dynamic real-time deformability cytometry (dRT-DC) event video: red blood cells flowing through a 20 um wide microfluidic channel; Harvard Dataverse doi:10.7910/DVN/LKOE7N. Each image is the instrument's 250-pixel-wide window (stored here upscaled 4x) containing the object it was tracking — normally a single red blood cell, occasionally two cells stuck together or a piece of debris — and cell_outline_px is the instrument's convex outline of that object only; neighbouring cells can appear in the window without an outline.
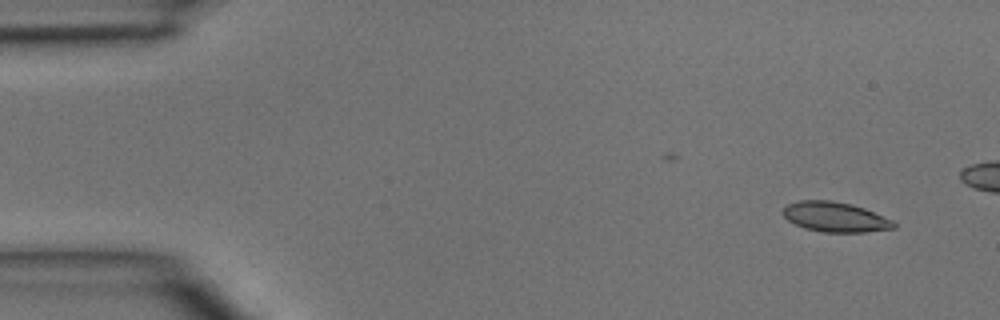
{"species": "common noctule bat (a hibernating species)", "species_latin": "Nyctalus noctula", "temperature_condition": "room temperature", "stored_images_in_passage": 4, "camera_frame_rate_fps": 3000, "um_per_image_px": 0.085, "animal": {"sex": "male", "body_mass_g": 15.6}, "frame": {"image": 1, "passage_image": 1, "time_ms": 0.0, "image_size_px": [1000, 320], "cell_outline_px": [[896, 228], [864, 232], [824, 232], [804, 228], [788, 220], [784, 216], [784, 208], [788, 204], [800, 200], [832, 200], [852, 204], [864, 208], [892, 220], [896, 224]], "centroid_in_image_um": [71.0, 18.44], "position_along_channel_um": 14.0, "area_um2": 19.19}}